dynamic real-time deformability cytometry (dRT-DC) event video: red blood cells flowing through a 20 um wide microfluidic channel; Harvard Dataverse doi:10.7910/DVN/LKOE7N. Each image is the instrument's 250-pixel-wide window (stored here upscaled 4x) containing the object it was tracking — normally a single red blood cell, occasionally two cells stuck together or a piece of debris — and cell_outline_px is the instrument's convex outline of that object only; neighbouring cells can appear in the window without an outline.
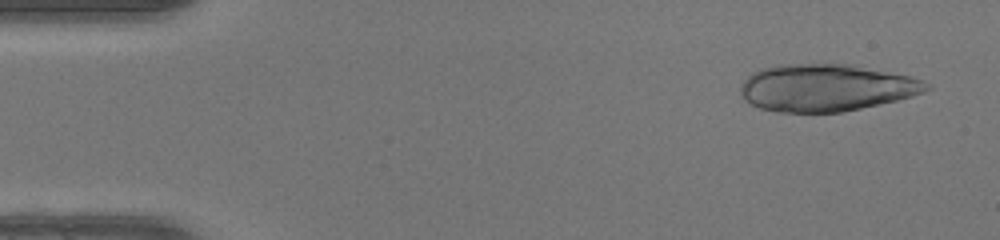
{"species": "human", "species_latin": "Homo sapiens", "temperature_condition": "warm", "stored_images_in_passage": 23, "camera_frame_rate_fps": 3000, "um_per_image_px": 0.085, "donor": {"sex": "female"}, "frame": {"image": 1, "passage_image": 3, "time_ms": 0.667, "image_size_px": [1000, 240], "cell_outline_px": [[932, 88], [924, 92], [912, 96], [896, 100], [844, 112], [776, 112], [760, 108], [744, 100], [740, 92], [740, 84], [752, 72], [760, 68], [776, 64], [852, 64], [912, 76], [924, 80]], "centroid_in_image_um": [70.22, 7.44], "position_along_channel_um": 14.8, "area_um2": 51.5}}
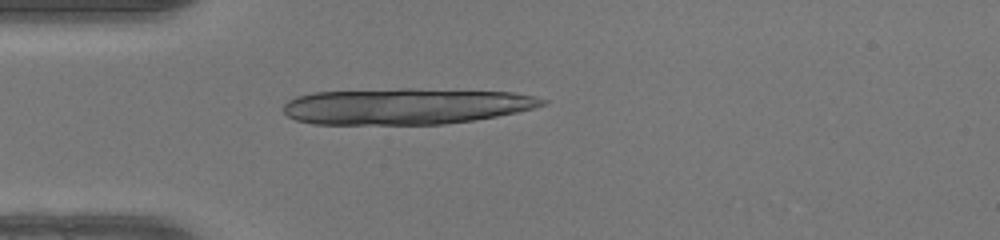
{"frame": {"image": 2, "passage_image": 13, "time_ms": 4.0, "image_size_px": [1000, 240], "cell_outline_px": [[548, 100], [544, 104], [532, 108], [516, 112], [496, 116], [472, 120], [444, 124], [312, 124], [296, 120], [288, 116], [284, 112], [284, 104], [288, 100], [296, 96], [312, 92], [400, 88], [412, 88], [512, 92], [536, 96]], "centroid_in_image_um": [34.46, 9.02], "position_along_channel_um": 50.5, "area_um2": 54.79}}